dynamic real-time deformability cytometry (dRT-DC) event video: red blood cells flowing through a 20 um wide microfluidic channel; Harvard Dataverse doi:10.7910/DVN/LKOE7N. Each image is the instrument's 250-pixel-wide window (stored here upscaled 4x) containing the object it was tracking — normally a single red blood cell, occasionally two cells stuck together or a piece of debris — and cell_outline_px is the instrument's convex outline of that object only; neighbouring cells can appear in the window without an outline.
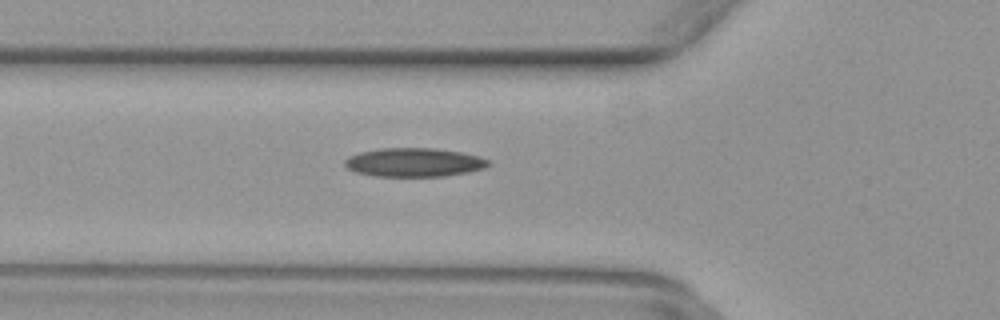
{"species": "common noctule bat (a hibernating species)", "species_latin": "Nyctalus noctula", "temperature_condition": "warm", "stored_images_in_passage": 35, "camera_frame_rate_fps": 3000, "um_per_image_px": 0.085, "animal": {"sex": "female", "body_mass_g": 29.2, "forearm_length_mm": 56.3}, "frame": {"image": 1, "passage_image": 3, "time_ms": 0.667, "image_size_px": [1000, 320], "cell_outline_px": [[492, 164], [484, 168], [468, 172], [444, 176], [372, 176], [356, 172], [348, 168], [344, 164], [344, 160], [348, 156], [360, 152], [380, 148], [436, 148], [460, 152], [476, 156], [488, 160]], "centroid_in_image_um": [35.17, 13.8], "position_along_channel_um": 90.6, "area_um2": 24.04}}
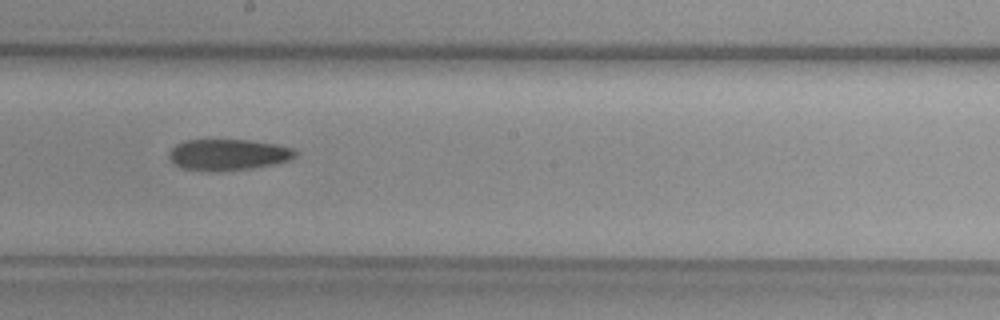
{"frame": {"image": 2, "passage_image": 13, "time_ms": 4.0, "image_size_px": [1000, 320], "cell_outline_px": [[296, 156], [288, 160], [276, 164], [252, 168], [220, 172], [208, 172], [180, 168], [168, 156], [168, 152], [176, 144], [184, 140], [248, 140], [276, 144], [292, 148], [296, 152]], "centroid_in_image_um": [19.36, 13.16], "position_along_channel_um": 228.8, "area_um2": 23.18}}
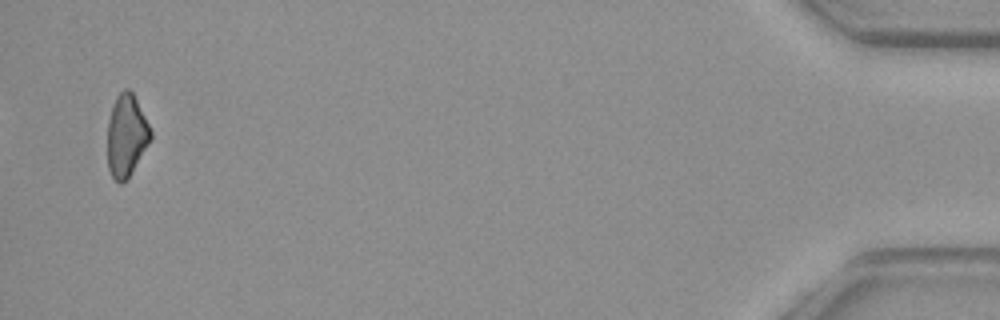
{"frame": {"image": 3, "passage_image": 34, "time_ms": 11.0, "image_size_px": [1000, 320], "cell_outline_px": [[152, 136], [148, 144], [128, 176], [120, 184], [112, 176], [108, 168], [108, 120], [116, 96], [124, 88], [128, 88], [132, 92], [152, 132]], "centroid_in_image_um": [10.73, 11.49], "position_along_channel_um": 424.5, "area_um2": 20.06}}